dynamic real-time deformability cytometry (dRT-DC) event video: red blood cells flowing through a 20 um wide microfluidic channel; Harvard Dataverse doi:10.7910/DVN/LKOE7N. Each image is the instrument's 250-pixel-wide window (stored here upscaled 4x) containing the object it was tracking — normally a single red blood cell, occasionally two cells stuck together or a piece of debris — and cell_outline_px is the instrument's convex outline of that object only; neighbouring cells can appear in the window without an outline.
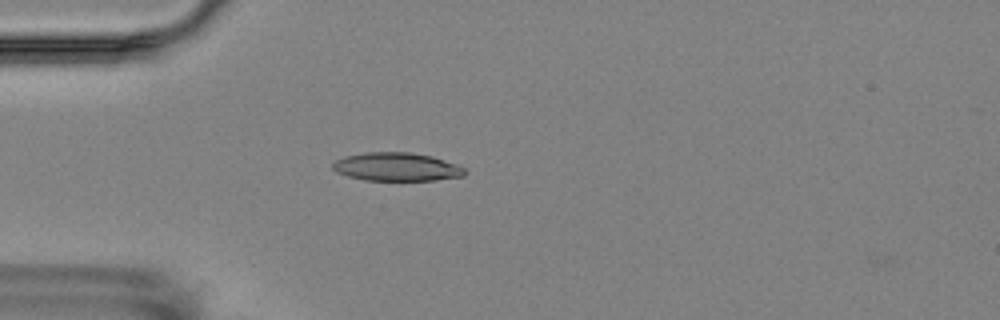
{"species": "Egyptian fruit bat (a non-hibernating species)", "species_latin": "Rousettus aegyptiacus", "temperature_condition": "room temperature", "stored_images_in_passage": 5, "camera_frame_rate_fps": 3000, "um_per_image_px": 0.085, "animal": {"sex": "female"}, "frame": {"image": 1, "passage_image": 4, "time_ms": 4.667, "image_size_px": [1000, 320], "cell_outline_px": [[468, 172], [464, 176], [436, 180], [364, 180], [348, 176], [336, 172], [332, 168], [332, 164], [336, 160], [344, 156], [364, 152], [412, 152], [432, 156], [456, 164], [464, 168]], "centroid_in_image_um": [33.72, 14.18], "position_along_channel_um": 51.3, "area_um2": 21.96}}